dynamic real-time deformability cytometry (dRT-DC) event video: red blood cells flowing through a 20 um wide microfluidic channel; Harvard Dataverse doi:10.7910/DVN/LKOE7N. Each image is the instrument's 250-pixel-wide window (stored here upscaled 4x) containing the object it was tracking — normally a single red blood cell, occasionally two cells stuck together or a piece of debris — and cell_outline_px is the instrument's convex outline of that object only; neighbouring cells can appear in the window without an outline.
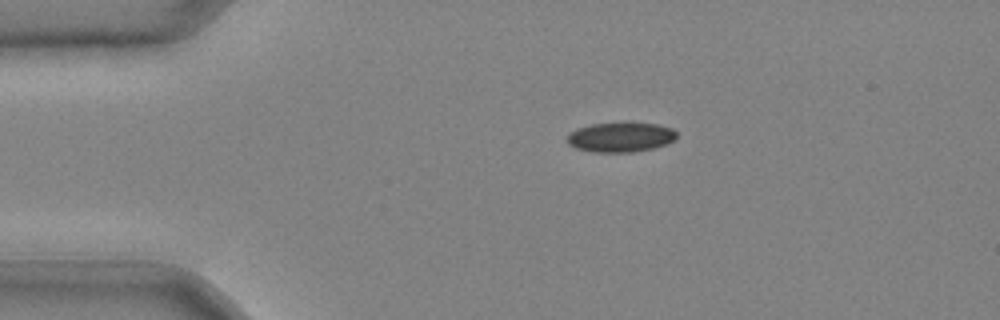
{"species": "common noctule bat (a hibernating species)", "species_latin": "Nyctalus noctula", "temperature_condition": "cold", "stored_images_in_passage": 33, "camera_frame_rate_fps": 3000, "um_per_image_px": 0.085, "animal": {"sex": "male", "body_mass_g": 20.4}, "frame": {"image": 1, "passage_image": 1, "time_ms": 0.0, "image_size_px": [1000, 320], "cell_outline_px": [[676, 136], [668, 144], [652, 148], [632, 152], [592, 152], [576, 148], [568, 144], [568, 136], [576, 128], [592, 124], [656, 124], [672, 128], [676, 132]], "centroid_in_image_um": [52.74, 11.68], "position_along_channel_um": 32.3, "area_um2": 18.5}}
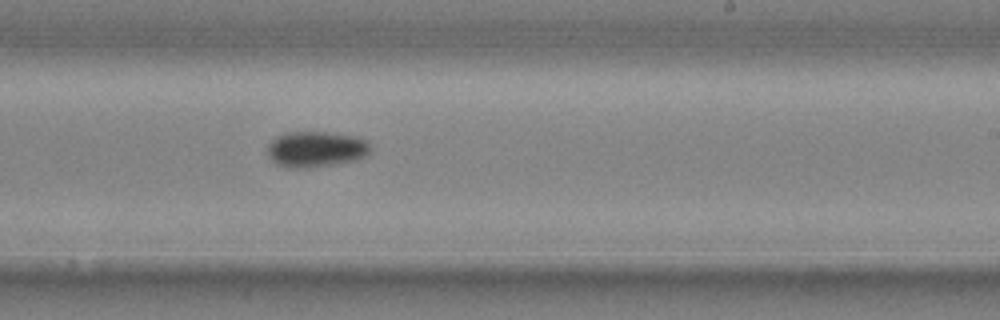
{"frame": {"image": 2, "passage_image": 19, "time_ms": 6.0, "image_size_px": [1000, 320], "cell_outline_px": [[372, 148], [368, 156], [356, 160], [308, 168], [288, 168], [276, 164], [268, 156], [268, 144], [276, 136], [288, 132], [324, 132], [356, 136], [368, 140]], "centroid_in_image_um": [26.89, 12.68], "position_along_channel_um": 262.1, "area_um2": 21.73}}
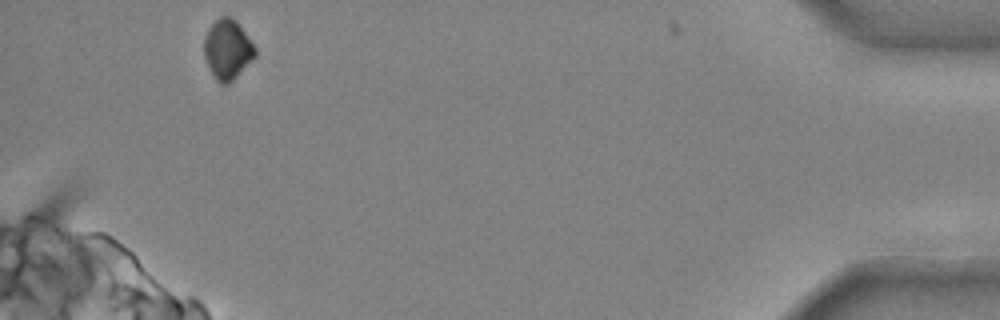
{"frame": {"image": 3, "passage_image": 33, "time_ms": 10.667, "image_size_px": [1000, 320], "cell_outline_px": [[256, 56], [228, 84], [220, 84], [216, 80], [204, 56], [204, 36], [208, 28], [220, 16], [232, 16], [236, 20], [256, 48]], "centroid_in_image_um": [19.33, 4.17], "position_along_channel_um": 415.9, "area_um2": 17.63}}